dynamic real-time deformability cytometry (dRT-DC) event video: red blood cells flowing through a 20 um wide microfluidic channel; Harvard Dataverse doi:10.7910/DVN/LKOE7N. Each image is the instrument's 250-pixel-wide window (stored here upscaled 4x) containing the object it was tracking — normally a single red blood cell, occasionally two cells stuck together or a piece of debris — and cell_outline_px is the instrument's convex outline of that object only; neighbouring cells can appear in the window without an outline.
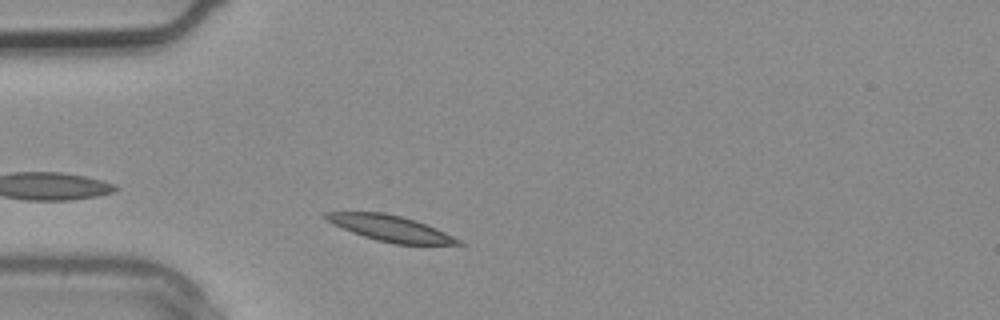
{"species": "common noctule bat (a hibernating species)", "species_latin": "Nyctalus noctula", "temperature_condition": "warm", "stored_images_in_passage": 3, "camera_frame_rate_fps": 3000, "um_per_image_px": 0.085, "animal": {"sex": "male", "body_mass_g": 20.4}, "frame": {"image": 1, "passage_image": 3, "time_ms": 0.667, "image_size_px": [1000, 320], "cell_outline_px": [[464, 244], [396, 244], [376, 240], [352, 232], [320, 216], [320, 212], [384, 212], [416, 220], [436, 228], [460, 240]], "centroid_in_image_um": [33.15, 19.39], "position_along_channel_um": 51.8, "area_um2": 19.65}}